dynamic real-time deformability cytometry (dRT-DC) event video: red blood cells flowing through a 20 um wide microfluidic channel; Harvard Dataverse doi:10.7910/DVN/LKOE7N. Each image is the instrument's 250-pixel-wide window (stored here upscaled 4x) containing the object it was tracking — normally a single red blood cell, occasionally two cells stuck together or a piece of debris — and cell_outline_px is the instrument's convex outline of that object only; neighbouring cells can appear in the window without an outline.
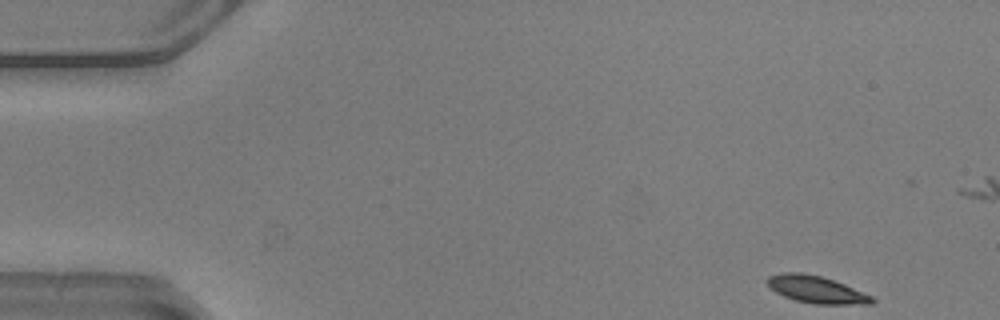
{"species": "common noctule bat (a hibernating species)", "species_latin": "Nyctalus noctula", "temperature_condition": "warm", "stored_images_in_passage": 50, "camera_frame_rate_fps": 3000, "um_per_image_px": 0.085, "animal": {"sex": "male", "body_mass_g": 20.5, "forearm_length_mm": 52.5}, "frame": {"image": 1, "passage_image": 1, "time_ms": 0.0, "image_size_px": [1000, 320], "cell_outline_px": [[876, 300], [872, 304], [816, 304], [796, 300], [784, 296], [776, 292], [764, 280], [768, 276], [780, 272], [800, 272], [820, 276], [844, 284], [872, 296]], "centroid_in_image_um": [69.37, 24.6], "position_along_channel_um": 15.6, "area_um2": 16.47}}
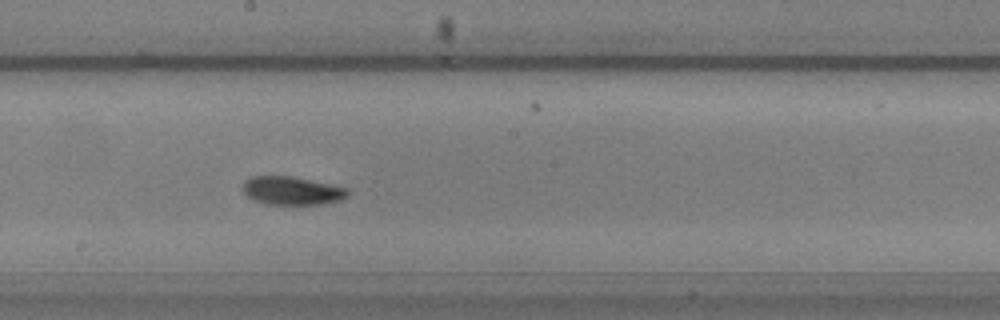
{"frame": {"image": 2, "passage_image": 26, "time_ms": 8.333, "image_size_px": [1000, 320], "cell_outline_px": [[348, 196], [340, 200], [324, 204], [264, 204], [252, 200], [244, 192], [244, 180], [252, 176], [292, 176], [348, 188]], "centroid_in_image_um": [24.81, 16.21], "position_along_channel_um": 223.4, "area_um2": 17.28}}
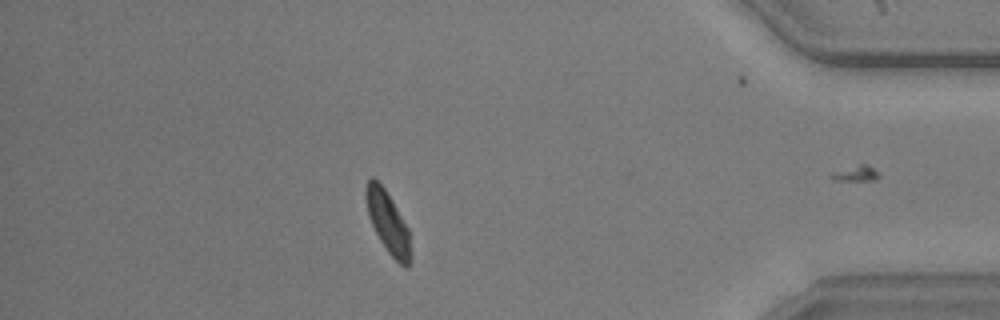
{"frame": {"image": 3, "passage_image": 43, "time_ms": 14.0, "image_size_px": [1000, 320], "cell_outline_px": [[412, 256], [408, 268], [404, 268], [388, 252], [380, 240], [368, 216], [364, 196], [364, 188], [368, 180], [372, 176], [384, 188], [408, 228], [412, 252]], "centroid_in_image_um": [32.97, 18.93], "position_along_channel_um": 402.2, "area_um2": 16.07}, "authors_computed_cell_mechanics": {"area_um2": 16.762, "velocity_mm_per_s": 3.8532, "shape_relaxation_time_tau1_ms": 2.2132, "shape_relaxation_time_tau2_ms": null, "deformation_change_tau1": 0.1046, "deformation_change_tau2": null}}